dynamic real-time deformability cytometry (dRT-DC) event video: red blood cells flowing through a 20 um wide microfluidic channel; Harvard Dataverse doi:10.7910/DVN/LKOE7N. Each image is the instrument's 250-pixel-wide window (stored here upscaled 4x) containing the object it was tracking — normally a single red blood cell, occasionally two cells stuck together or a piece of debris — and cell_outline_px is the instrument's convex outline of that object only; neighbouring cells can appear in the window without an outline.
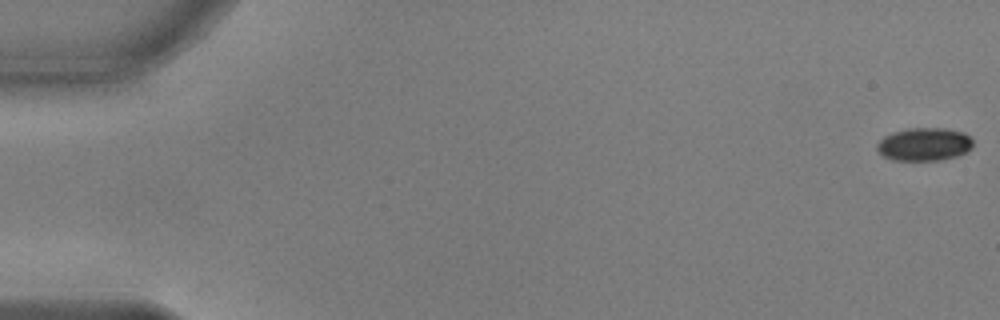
{"species": "common noctule bat (a hibernating species)", "species_latin": "Nyctalus noctula", "temperature_condition": "warm", "stored_images_in_passage": 54, "camera_frame_rate_fps": 3000, "um_per_image_px": 0.085, "animal": {"sex": "male", "body_mass_g": 17.9, "forearm_length_mm": 54.2}, "frame": {"image": 1, "passage_image": 1, "time_ms": 0.0, "image_size_px": [1000, 320], "cell_outline_px": [[972, 148], [956, 156], [940, 160], [892, 160], [884, 156], [876, 148], [876, 144], [884, 136], [892, 132], [908, 128], [944, 128], [964, 132], [972, 140]], "centroid_in_image_um": [78.54, 12.25], "position_along_channel_um": 6.5, "area_um2": 18.44}}
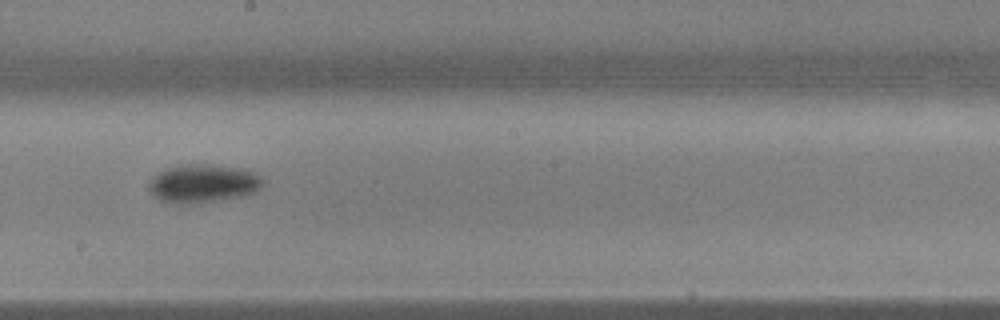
{"frame": {"image": 2, "passage_image": 31, "time_ms": 10.0, "image_size_px": [1000, 320], "cell_outline_px": [[264, 184], [260, 188], [244, 196], [192, 204], [180, 204], [160, 200], [148, 188], [148, 184], [152, 176], [168, 168], [184, 164], [208, 164], [244, 168], [256, 172], [264, 180]], "centroid_in_image_um": [17.29, 15.59], "position_along_channel_um": 230.9, "area_um2": 25.61}}
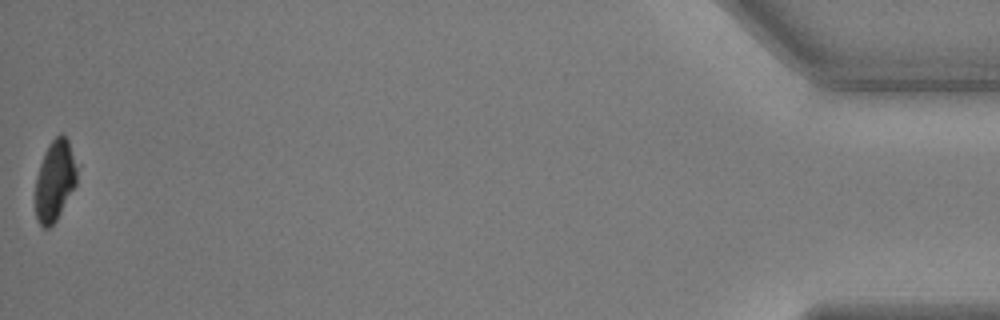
{"frame": {"image": 3, "passage_image": 54, "time_ms": 17.667, "image_size_px": [1000, 320], "cell_outline_px": [[80, 164], [76, 184], [56, 220], [48, 228], [44, 228], [36, 220], [36, 176], [44, 152], [48, 144], [60, 132], [68, 140]], "centroid_in_image_um": [4.7, 15.28], "position_along_channel_um": 430.5, "area_um2": 19.94}, "authors_computed_cell_mechanics": {"area_um2": 22.1374, "velocity_mm_per_s": 3.7962, "shape_relaxation_time_tau1_ms": 4.7034, "shape_relaxation_time_tau2_ms": null, "deformation_change_tau1": 0.183, "deformation_change_tau2": null}}